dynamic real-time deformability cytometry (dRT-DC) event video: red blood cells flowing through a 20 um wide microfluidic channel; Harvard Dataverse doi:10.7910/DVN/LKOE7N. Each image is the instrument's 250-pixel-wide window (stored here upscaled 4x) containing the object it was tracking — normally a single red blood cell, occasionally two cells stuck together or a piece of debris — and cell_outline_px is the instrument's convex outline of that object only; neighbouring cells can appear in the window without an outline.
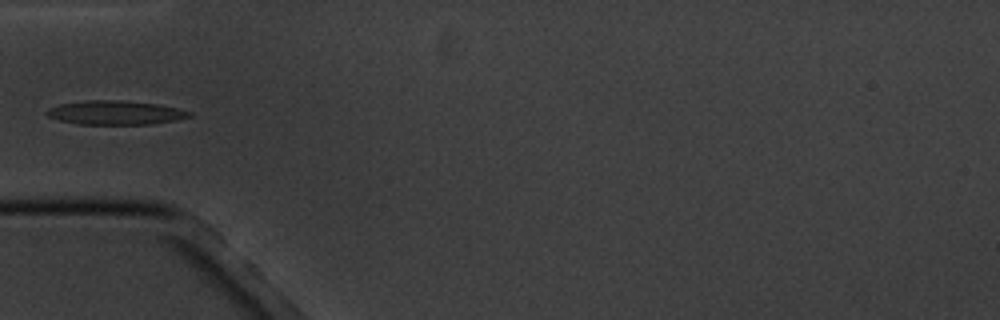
{"species": "common noctule bat (a hibernating species)", "species_latin": "Nyctalus noctula", "temperature_condition": "cold", "stored_images_in_passage": 8, "camera_frame_rate_fps": 3000, "um_per_image_px": 0.085, "animal": {"sex": "male", "body_mass_g": 20.1, "forearm_length_mm": 53.5}, "frame": {"image": 1, "passage_image": 2, "time_ms": 1.333, "image_size_px": [1000, 320], "cell_outline_px": [[192, 116], [176, 120], [152, 124], [80, 124], [60, 120], [48, 116], [44, 112], [48, 108], [60, 104], [84, 100], [120, 100], [160, 104], [192, 112]], "centroid_in_image_um": [9.81, 9.57], "position_along_channel_um": 75.2, "area_um2": 19.94}}
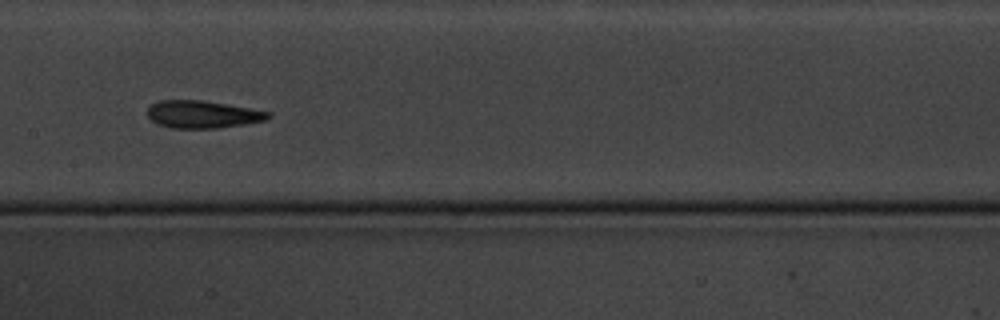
{"frame": {"image": 2, "passage_image": 5, "time_ms": 4.667, "image_size_px": [1000, 320], "cell_outline_px": [[272, 116], [264, 120], [244, 124], [216, 128], [168, 128], [156, 124], [148, 116], [148, 108], [152, 104], [160, 100], [204, 100], [228, 104], [272, 112]], "centroid_in_image_um": [17.22, 9.72], "position_along_channel_um": 190.2, "area_um2": 19.42}}
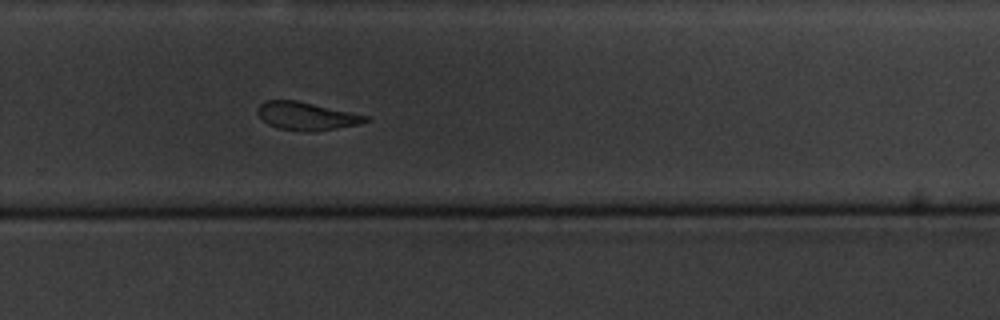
{"frame": {"image": 3, "passage_image": 8, "time_ms": 8.0, "image_size_px": [1000, 320], "cell_outline_px": [[372, 120], [356, 124], [336, 128], [312, 132], [304, 132], [276, 128], [268, 124], [256, 112], [256, 108], [264, 100], [296, 100], [372, 116]], "centroid_in_image_um": [26.06, 9.86], "position_along_channel_um": 303.7, "area_um2": 17.86}}